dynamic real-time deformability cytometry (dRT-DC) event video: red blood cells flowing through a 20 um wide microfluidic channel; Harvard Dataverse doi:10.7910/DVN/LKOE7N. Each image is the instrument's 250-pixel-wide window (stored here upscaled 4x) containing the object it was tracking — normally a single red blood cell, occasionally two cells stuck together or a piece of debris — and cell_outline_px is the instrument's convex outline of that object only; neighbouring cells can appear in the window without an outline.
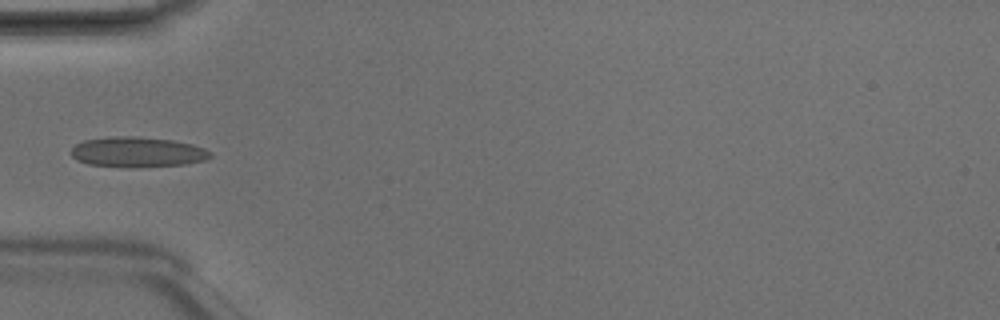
{"species": "Egyptian fruit bat (a non-hibernating species)", "species_latin": "Rousettus aegyptiacus", "temperature_condition": "room temperature", "stored_images_in_passage": 5, "camera_frame_rate_fps": 3000, "um_per_image_px": 0.085, "animal": {"sex": "male"}, "frame": {"image": 1, "passage_image": 4, "time_ms": 1.0, "image_size_px": [1000, 320], "cell_outline_px": [[212, 156], [204, 160], [188, 164], [88, 164], [76, 160], [68, 152], [76, 144], [84, 140], [108, 136], [136, 136], [172, 140], [192, 144], [204, 148], [212, 152]], "centroid_in_image_um": [11.67, 12.86], "position_along_channel_um": 73.3, "area_um2": 23.47}}